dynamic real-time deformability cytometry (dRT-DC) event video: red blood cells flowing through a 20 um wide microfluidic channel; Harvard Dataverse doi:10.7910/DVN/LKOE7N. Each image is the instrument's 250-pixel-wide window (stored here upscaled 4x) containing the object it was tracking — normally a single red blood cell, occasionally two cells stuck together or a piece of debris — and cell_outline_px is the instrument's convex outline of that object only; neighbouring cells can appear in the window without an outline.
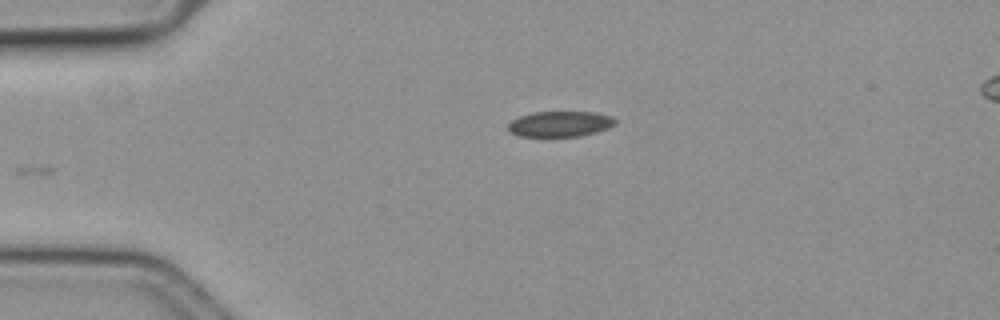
{"species": "common noctule bat (a hibernating species)", "species_latin": "Nyctalus noctula", "temperature_condition": "cold", "stored_images_in_passage": 34, "camera_frame_rate_fps": 3000, "um_per_image_px": 0.085, "animal": {"sex": "female", "body_mass_g": 19.3, "forearm_length_mm": 54.1}, "frame": {"image": 1, "passage_image": 1, "time_ms": 0.0, "image_size_px": [1000, 320], "cell_outline_px": [[616, 124], [608, 128], [596, 132], [580, 136], [544, 140], [516, 136], [508, 132], [508, 124], [512, 120], [520, 116], [532, 112], [592, 112], [612, 116], [616, 120]], "centroid_in_image_um": [47.52, 10.6], "position_along_channel_um": 37.5, "area_um2": 16.94}}
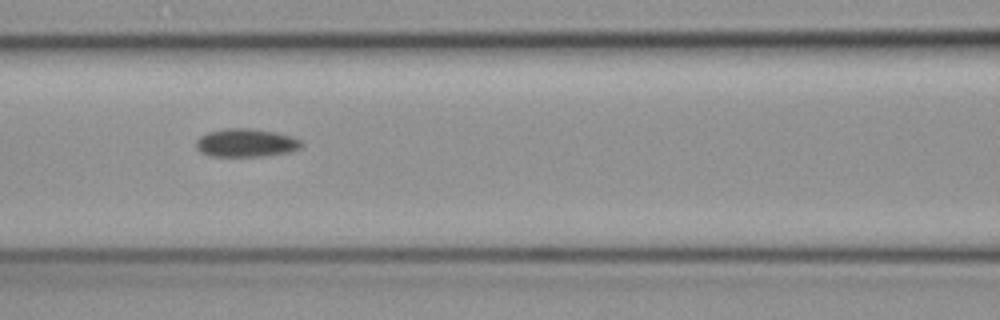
{"frame": {"image": 2, "passage_image": 13, "time_ms": 4.0, "image_size_px": [1000, 320], "cell_outline_px": [[304, 144], [300, 148], [288, 152], [264, 156], [208, 156], [200, 152], [196, 148], [196, 140], [200, 136], [208, 132], [224, 128], [248, 128], [276, 132], [292, 136], [300, 140]], "centroid_in_image_um": [20.89, 12.14], "position_along_channel_um": 145.7, "area_um2": 17.46}}
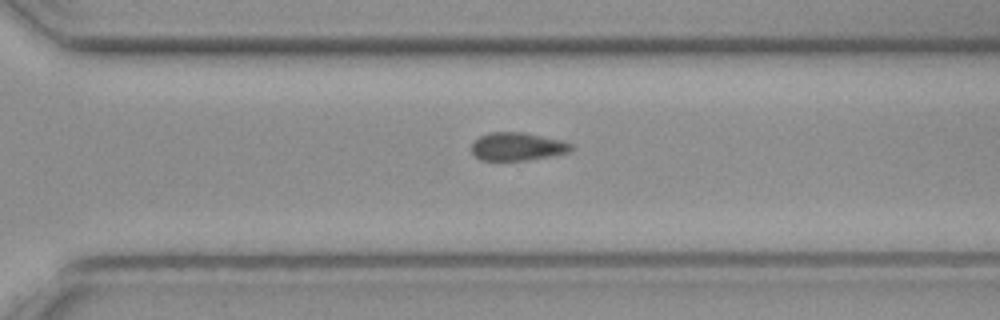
{"frame": {"image": 3, "passage_image": 28, "time_ms": 9.0, "image_size_px": [1000, 320], "cell_outline_px": [[572, 148], [568, 152], [528, 160], [480, 160], [472, 152], [472, 144], [480, 136], [488, 132], [524, 132], [564, 140], [572, 144]], "centroid_in_image_um": [43.98, 12.44], "position_along_channel_um": 326.6, "area_um2": 16.24}}